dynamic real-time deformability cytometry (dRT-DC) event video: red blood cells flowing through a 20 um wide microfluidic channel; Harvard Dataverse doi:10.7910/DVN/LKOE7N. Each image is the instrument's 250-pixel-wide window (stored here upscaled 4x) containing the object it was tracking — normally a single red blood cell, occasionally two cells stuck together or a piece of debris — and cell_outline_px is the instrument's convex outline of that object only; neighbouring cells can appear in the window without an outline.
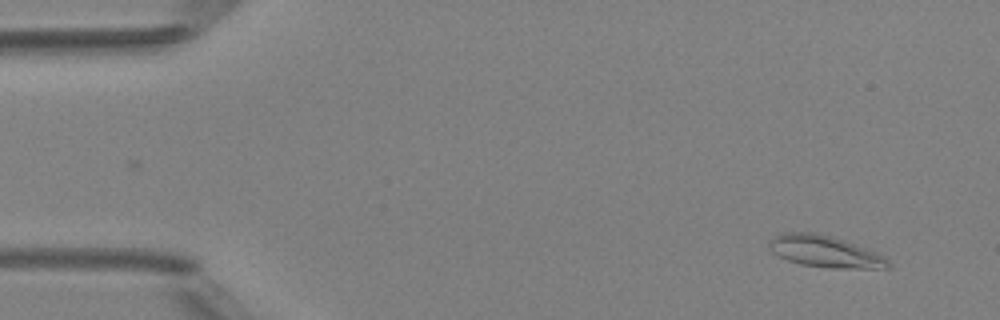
{"species": "Egyptian fruit bat (a non-hibernating species)", "species_latin": "Rousettus aegyptiacus", "temperature_condition": "room temperature", "stored_images_in_passage": 49, "camera_frame_rate_fps": 3000, "um_per_image_px": 0.085, "animal": {"sex": "female"}, "frame": {"image": 1, "passage_image": 4, "time_ms": 1.0, "image_size_px": [1000, 320], "cell_outline_px": [[892, 268], [832, 268], [800, 264], [788, 260], [772, 252], [768, 248], [768, 244], [772, 236], [780, 232], [816, 232], [832, 236], [868, 248], [884, 256], [892, 264]], "centroid_in_image_um": [70.12, 21.36], "position_along_channel_um": 14.9, "area_um2": 22.25}}
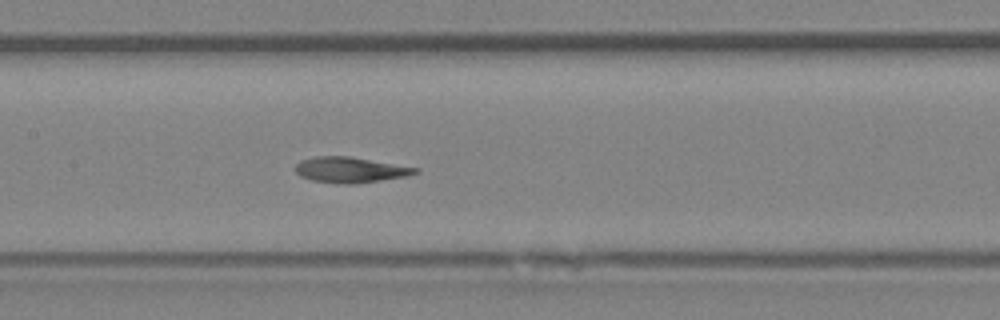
{"frame": {"image": 2, "passage_image": 24, "time_ms": 7.667, "image_size_px": [1000, 320], "cell_outline_px": [[420, 172], [408, 176], [356, 184], [344, 184], [312, 180], [300, 176], [296, 172], [296, 164], [300, 160], [316, 156], [348, 156], [420, 168]], "centroid_in_image_um": [29.8, 14.44], "position_along_channel_um": 177.6, "area_um2": 17.92}}
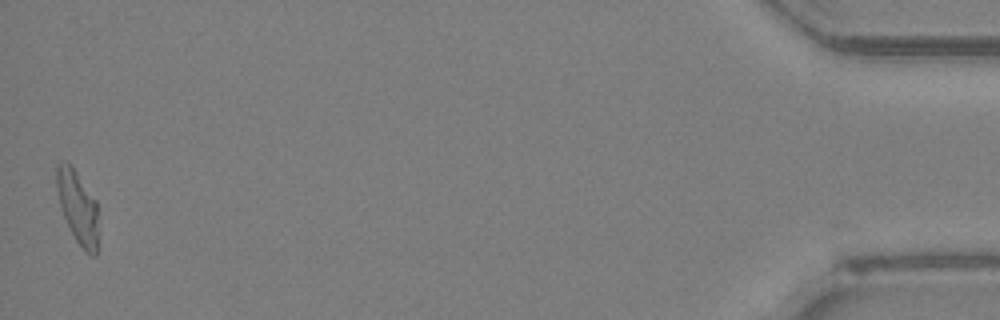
{"frame": {"image": 3, "passage_image": 49, "time_ms": 16.0, "image_size_px": [1000, 320], "cell_outline_px": [[96, 256], [92, 256], [84, 252], [76, 240], [60, 208], [56, 188], [56, 164], [64, 160], [72, 164], [96, 200]], "centroid_in_image_um": [6.56, 17.53], "position_along_channel_um": 428.6, "area_um2": 17.63}, "authors_computed_cell_mechanics": {"area_um2": 18.0336, "velocity_mm_per_s": 4.1693, "shape_relaxation_time_tau1_ms": 8.8086, "shape_relaxation_time_tau2_ms": 2.1237, "deformation_change_tau1": 0.2265, "deformation_change_tau2": 0.0828}}